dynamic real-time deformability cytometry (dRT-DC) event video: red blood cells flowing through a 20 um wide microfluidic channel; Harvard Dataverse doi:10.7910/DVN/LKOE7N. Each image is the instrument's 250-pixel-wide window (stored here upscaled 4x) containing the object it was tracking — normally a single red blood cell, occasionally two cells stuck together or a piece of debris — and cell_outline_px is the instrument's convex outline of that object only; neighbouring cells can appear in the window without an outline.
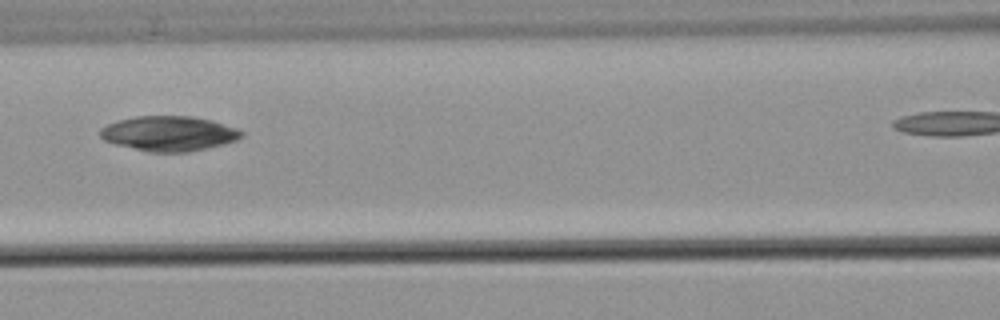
{"species": "common noctule bat (a hibernating species)", "species_latin": "Nyctalus noctula", "temperature_condition": "warm", "stored_images_in_passage": 6, "camera_frame_rate_fps": 3000, "um_per_image_px": 0.085, "animal": {"sex": "male", "body_mass_g": 21.5, "forearm_length_mm": 52.0}, "frame": {"image": 1, "passage_image": 5, "time_ms": 5.667, "image_size_px": [1000, 320], "cell_outline_px": [[244, 136], [236, 140], [224, 144], [188, 152], [148, 152], [116, 144], [104, 140], [100, 136], [100, 128], [108, 124], [120, 120], [136, 116], [192, 116], [212, 120], [236, 128], [244, 132]], "centroid_in_image_um": [14.38, 11.35], "position_along_channel_um": 152.2, "area_um2": 28.73}}